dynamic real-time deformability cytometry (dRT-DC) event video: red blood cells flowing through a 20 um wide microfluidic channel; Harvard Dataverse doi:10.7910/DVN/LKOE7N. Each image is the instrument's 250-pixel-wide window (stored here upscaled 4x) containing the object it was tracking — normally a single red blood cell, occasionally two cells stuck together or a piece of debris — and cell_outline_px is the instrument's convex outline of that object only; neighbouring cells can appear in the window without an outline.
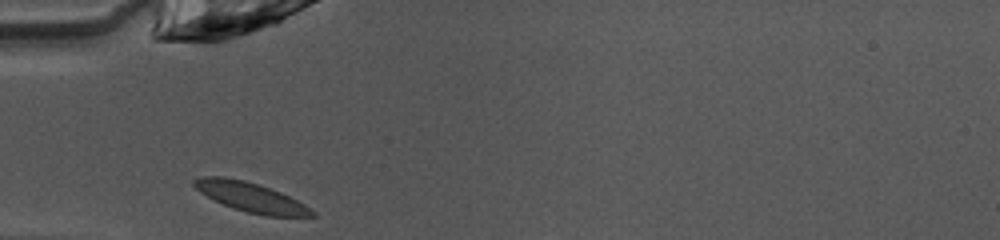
{"species": "common noctule bat (a hibernating species)", "species_latin": "Nyctalus noctula", "temperature_condition": "warm", "stored_images_in_passage": 26, "camera_frame_rate_fps": 3000, "um_per_image_px": 0.085, "animal": {"sex": "female", "body_mass_g": 10.0, "forearm_length_mm": 53.1}, "frame": {"image": 1, "passage_image": 1, "time_ms": 0.0, "image_size_px": [1000, 240], "cell_outline_px": [[316, 216], [264, 216], [232, 208], [200, 192], [192, 184], [192, 180], [200, 176], [224, 176], [244, 180], [280, 192], [304, 204], [316, 212]], "centroid_in_image_um": [21.3, 16.75], "position_along_channel_um": 63.7, "area_um2": 20.0}}
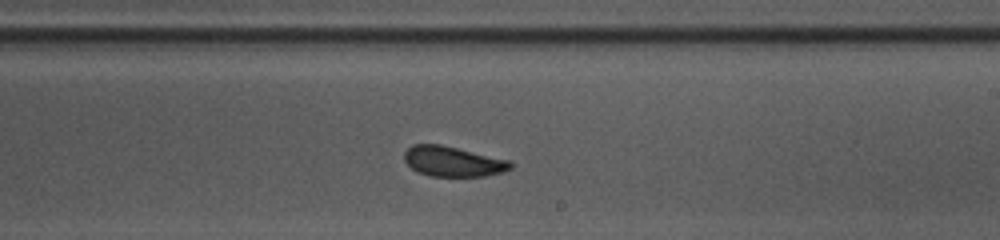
{"frame": {"image": 2, "passage_image": 15, "time_ms": 4.667, "image_size_px": [1000, 240], "cell_outline_px": [[512, 168], [504, 172], [484, 176], [428, 176], [416, 172], [404, 160], [404, 152], [412, 144], [440, 144], [508, 160], [512, 164]], "centroid_in_image_um": [38.46, 13.73], "position_along_channel_um": 250.5, "area_um2": 18.61}}
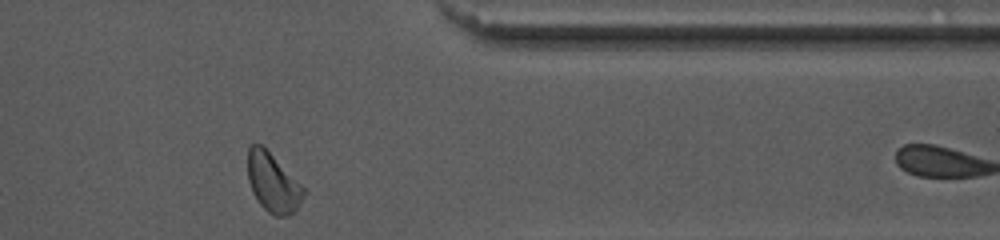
{"frame": {"image": 3, "passage_image": 26, "time_ms": 8.333, "image_size_px": [1000, 240], "cell_outline_px": [[308, 192], [300, 204], [288, 216], [276, 216], [268, 212], [260, 204], [252, 192], [248, 180], [248, 148], [252, 144], [260, 144]], "centroid_in_image_um": [23.19, 15.57], "position_along_channel_um": 388.2, "area_um2": 18.79}, "authors_computed_cell_mechanics": {"area_um2": 19.1029, "velocity_mm_per_s": 4.0422, "shape_relaxation_time_tau1_ms": 1.6771, "shape_relaxation_time_tau2_ms": 1.1095, "deformation_change_tau1": 0.0914, "deformation_change_tau2": 0.0556}}